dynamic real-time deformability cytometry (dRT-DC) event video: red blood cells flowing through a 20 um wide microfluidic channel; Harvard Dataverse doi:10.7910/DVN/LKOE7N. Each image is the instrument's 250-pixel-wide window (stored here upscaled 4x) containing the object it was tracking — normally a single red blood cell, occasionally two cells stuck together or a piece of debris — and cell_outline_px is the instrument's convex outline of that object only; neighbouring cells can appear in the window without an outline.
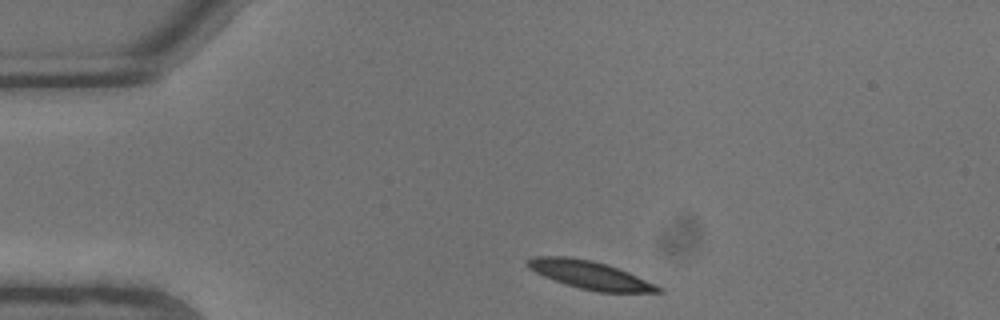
{"species": "common noctule bat (a hibernating species)", "species_latin": "Nyctalus noctula", "temperature_condition": "warm", "stored_images_in_passage": 3, "camera_frame_rate_fps": 3000, "um_per_image_px": 0.085, "animal": {"sex": "male", "body_mass_g": 13.3}, "frame": {"image": 1, "passage_image": 1, "time_ms": 0.0, "image_size_px": [1000, 320], "cell_outline_px": [[664, 292], [596, 292], [564, 284], [552, 280], [528, 268], [528, 260], [536, 256], [568, 256], [592, 260], [628, 272], [656, 284], [664, 288]], "centroid_in_image_um": [50.16, 23.38], "position_along_channel_um": 34.8, "area_um2": 21.21}}